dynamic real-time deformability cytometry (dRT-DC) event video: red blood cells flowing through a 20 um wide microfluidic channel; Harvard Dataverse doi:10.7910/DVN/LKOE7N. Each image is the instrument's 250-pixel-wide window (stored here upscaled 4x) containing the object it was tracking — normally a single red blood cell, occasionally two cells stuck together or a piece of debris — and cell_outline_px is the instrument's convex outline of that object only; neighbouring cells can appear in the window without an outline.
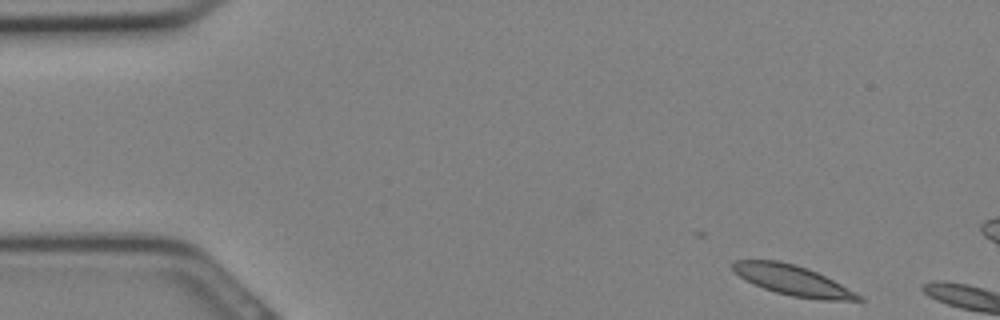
{"species": "Egyptian fruit bat (a non-hibernating species)", "species_latin": "Rousettus aegyptiacus", "temperature_condition": "cold", "stored_images_in_passage": 4, "camera_frame_rate_fps": 3000, "um_per_image_px": 0.085, "animal": {"sex": "female"}, "frame": {"image": 1, "passage_image": 1, "time_ms": 0.0, "image_size_px": [1000, 320], "cell_outline_px": [[864, 300], [820, 300], [792, 296], [776, 292], [752, 284], [740, 276], [732, 268], [732, 260], [776, 260], [796, 264], [808, 268], [864, 296]], "centroid_in_image_um": [67.38, 23.83], "position_along_channel_um": 17.6, "area_um2": 21.91}}